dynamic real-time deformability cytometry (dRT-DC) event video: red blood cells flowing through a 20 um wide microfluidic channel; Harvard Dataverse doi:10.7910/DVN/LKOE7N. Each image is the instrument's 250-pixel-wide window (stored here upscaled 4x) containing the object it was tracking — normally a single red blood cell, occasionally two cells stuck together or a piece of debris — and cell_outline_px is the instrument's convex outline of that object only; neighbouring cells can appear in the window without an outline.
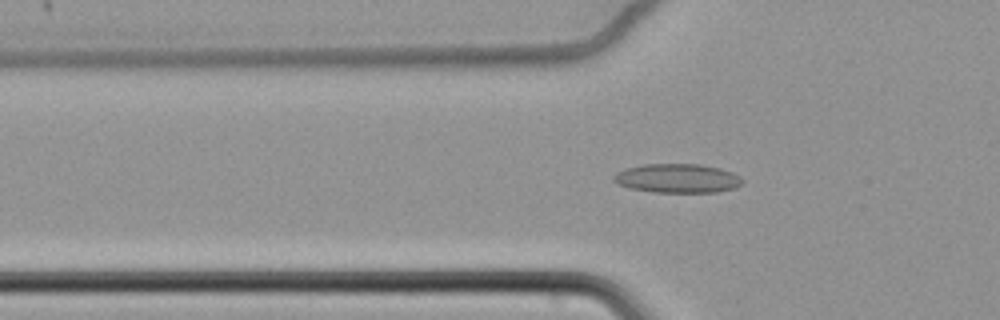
{"species": "common noctule bat (a hibernating species)", "species_latin": "Nyctalus noctula", "temperature_condition": "cold", "stored_images_in_passage": 65, "camera_frame_rate_fps": 3000, "um_per_image_px": 0.085, "animal": {"sex": "female", "body_mass_g": 22.7, "forearm_length_mm": 54.2}, "frame": {"image": 1, "passage_image": 25, "time_ms": 8.0, "image_size_px": [1000, 320], "cell_outline_px": [[744, 184], [736, 188], [716, 192], [652, 192], [628, 188], [616, 184], [612, 180], [612, 176], [616, 172], [624, 168], [644, 164], [700, 164], [720, 168], [732, 172], [740, 176], [744, 180]], "centroid_in_image_um": [57.57, 15.16], "position_along_channel_um": 68.2, "area_um2": 22.2}}
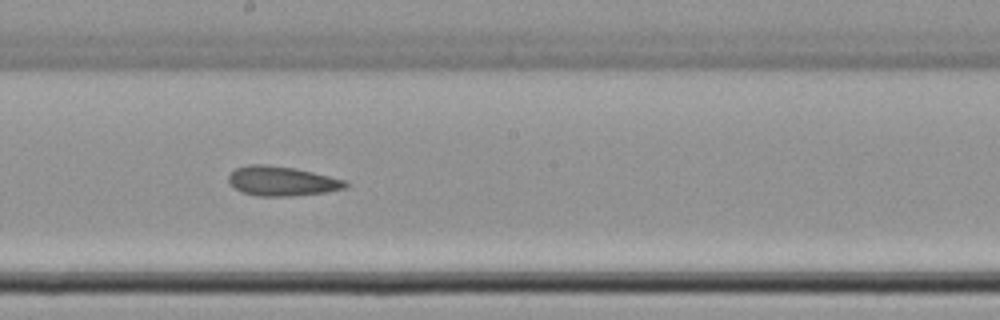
{"frame": {"image": 2, "passage_image": 39, "time_ms": 12.667, "image_size_px": [1000, 320], "cell_outline_px": [[348, 188], [324, 192], [292, 196], [256, 196], [244, 192], [236, 188], [228, 180], [228, 176], [236, 168], [248, 164], [264, 164], [296, 168], [344, 180], [348, 184]], "centroid_in_image_um": [23.96, 15.39], "position_along_channel_um": 224.2, "area_um2": 19.94}}
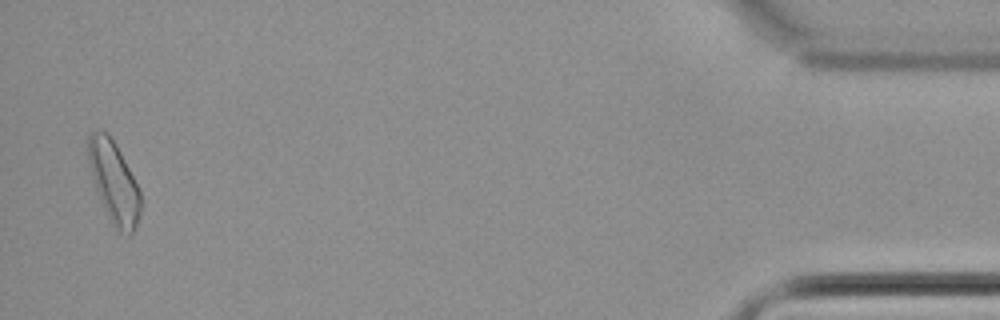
{"frame": {"image": 3, "passage_image": 64, "time_ms": 21.0, "image_size_px": [1000, 320], "cell_outline_px": [[140, 212], [136, 228], [128, 236], [120, 232], [112, 224], [100, 200], [88, 164], [88, 132], [92, 128], [104, 132], [116, 144], [140, 192]], "centroid_in_image_um": [9.66, 15.49], "position_along_channel_um": 425.5, "area_um2": 24.51}, "authors_computed_cell_mechanics": {"area_um2": 21.1548, "velocity_mm_per_s": 3.41, "shape_relaxation_time_tau1_ms": null, "shape_relaxation_time_tau2_ms": 8.8366, "deformation_change_tau1": null, "deformation_change_tau2": 0.1792}}